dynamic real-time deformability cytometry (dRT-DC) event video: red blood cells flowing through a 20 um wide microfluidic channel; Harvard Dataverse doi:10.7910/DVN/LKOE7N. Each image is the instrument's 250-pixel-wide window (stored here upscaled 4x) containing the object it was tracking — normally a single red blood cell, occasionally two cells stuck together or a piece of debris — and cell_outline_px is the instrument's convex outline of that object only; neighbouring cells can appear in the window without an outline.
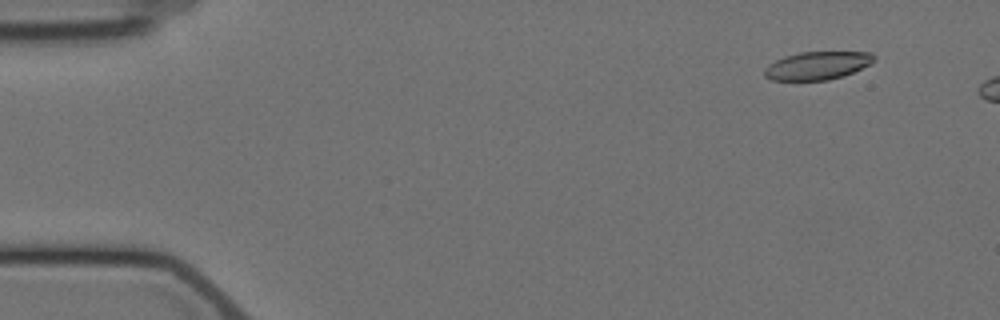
{"species": "Egyptian fruit bat (a non-hibernating species)", "species_latin": "Rousettus aegyptiacus", "temperature_condition": "cold", "stored_images_in_passage": 4, "camera_frame_rate_fps": 3000, "um_per_image_px": 0.085, "animal": {"sex": "female"}, "frame": {"image": 1, "passage_image": 2, "time_ms": 1.333, "image_size_px": [1000, 320], "cell_outline_px": [[876, 60], [844, 76], [828, 80], [772, 80], [764, 76], [764, 68], [768, 64], [776, 60], [800, 52], [872, 52], [876, 56]], "centroid_in_image_um": [69.47, 5.57], "position_along_channel_um": 15.5, "area_um2": 17.8}}